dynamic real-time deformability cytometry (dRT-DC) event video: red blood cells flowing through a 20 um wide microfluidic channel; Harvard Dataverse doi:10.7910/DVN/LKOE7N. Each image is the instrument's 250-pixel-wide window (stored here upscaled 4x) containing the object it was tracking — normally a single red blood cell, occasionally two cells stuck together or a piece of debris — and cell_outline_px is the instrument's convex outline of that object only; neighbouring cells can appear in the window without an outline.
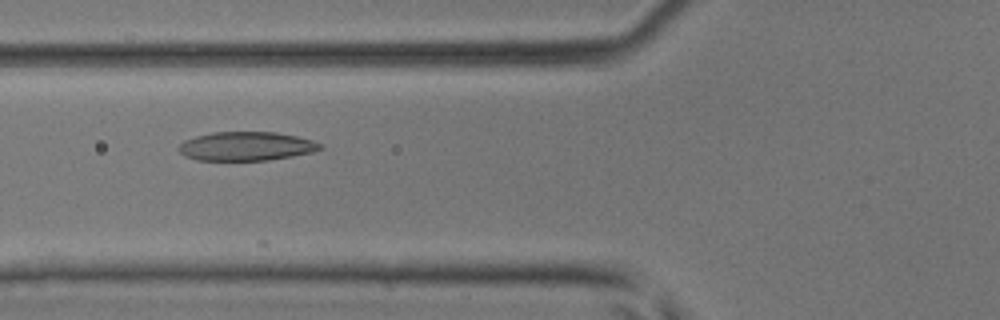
{"species": "common noctule bat (a hibernating species)", "species_latin": "Nyctalus noctula", "temperature_condition": "room temperature", "stored_images_in_passage": 17, "camera_frame_rate_fps": 3000, "um_per_image_px": 0.085, "animal": {"sex": "male", "body_mass_g": 17.9, "forearm_length_mm": 54.2}, "frame": {"image": 1, "passage_image": 3, "time_ms": 0.667, "image_size_px": [1000, 320], "cell_outline_px": [[324, 148], [312, 152], [292, 156], [268, 160], [196, 160], [184, 156], [176, 148], [184, 140], [196, 136], [212, 132], [276, 132], [296, 136], [312, 140], [320, 144]], "centroid_in_image_um": [20.9, 12.43], "position_along_channel_um": 104.9, "area_um2": 23.81}}
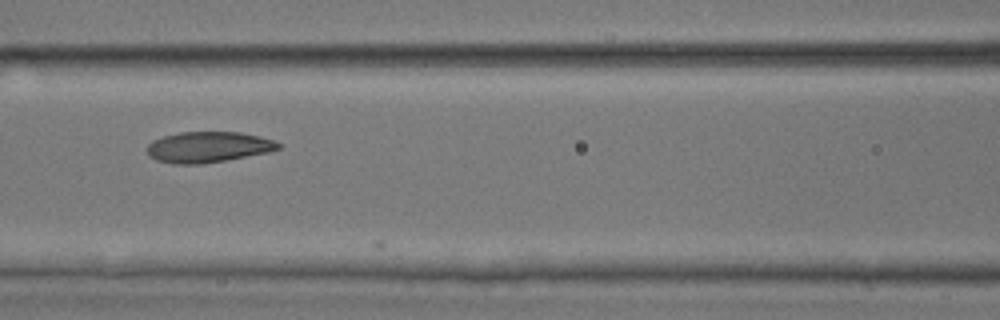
{"frame": {"image": 2, "passage_image": 6, "time_ms": 1.667, "image_size_px": [1000, 320], "cell_outline_px": [[280, 148], [268, 152], [224, 160], [200, 164], [172, 164], [156, 160], [148, 156], [148, 144], [152, 140], [164, 136], [180, 132], [240, 132], [260, 136], [272, 140], [280, 144]], "centroid_in_image_um": [17.66, 12.5], "position_along_channel_um": 148.9, "area_um2": 23.41}}
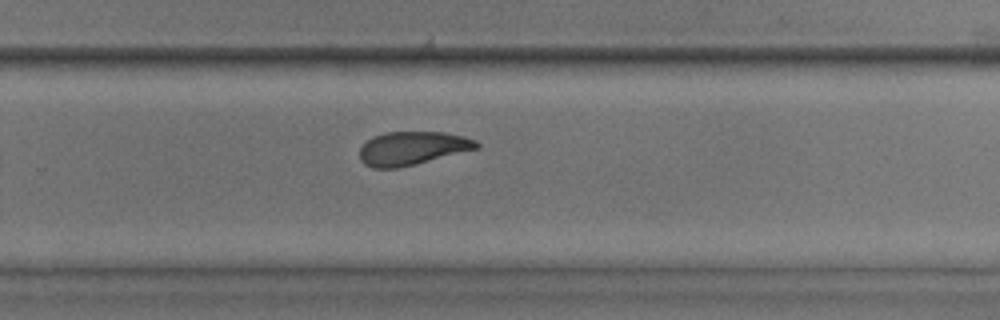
{"frame": {"image": 3, "passage_image": 16, "time_ms": 5.0, "image_size_px": [1000, 320], "cell_outline_px": [[480, 148], [396, 168], [372, 168], [364, 164], [360, 160], [360, 148], [372, 136], [384, 132], [444, 132], [464, 136], [476, 140], [480, 144]], "centroid_in_image_um": [35.04, 12.59], "position_along_channel_um": 294.8, "area_um2": 22.72}}